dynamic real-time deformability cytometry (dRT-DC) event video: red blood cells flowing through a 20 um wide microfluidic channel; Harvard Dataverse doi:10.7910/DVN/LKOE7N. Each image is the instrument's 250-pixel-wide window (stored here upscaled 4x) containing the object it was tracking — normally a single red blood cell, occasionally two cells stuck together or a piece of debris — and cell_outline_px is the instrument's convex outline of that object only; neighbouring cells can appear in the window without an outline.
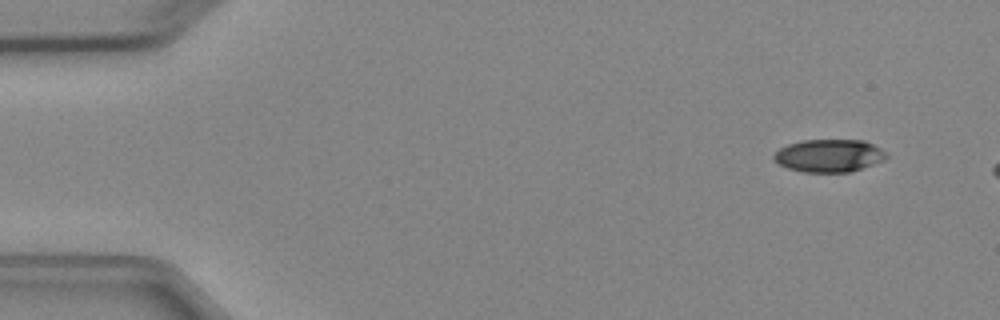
{"species": "Egyptian fruit bat (a non-hibernating species)", "species_latin": "Rousettus aegyptiacus", "temperature_condition": "cold", "stored_images_in_passage": 3, "camera_frame_rate_fps": 3000, "um_per_image_px": 0.085, "animal": {"sex": "female"}, "frame": {"image": 1, "passage_image": 1, "time_ms": 0.0, "image_size_px": [1000, 320], "cell_outline_px": [[888, 156], [884, 160], [848, 172], [800, 172], [788, 168], [772, 160], [772, 156], [780, 148], [788, 144], [804, 140], [864, 140], [880, 148]], "centroid_in_image_um": [70.43, 13.23], "position_along_channel_um": 14.6, "area_um2": 21.33}}